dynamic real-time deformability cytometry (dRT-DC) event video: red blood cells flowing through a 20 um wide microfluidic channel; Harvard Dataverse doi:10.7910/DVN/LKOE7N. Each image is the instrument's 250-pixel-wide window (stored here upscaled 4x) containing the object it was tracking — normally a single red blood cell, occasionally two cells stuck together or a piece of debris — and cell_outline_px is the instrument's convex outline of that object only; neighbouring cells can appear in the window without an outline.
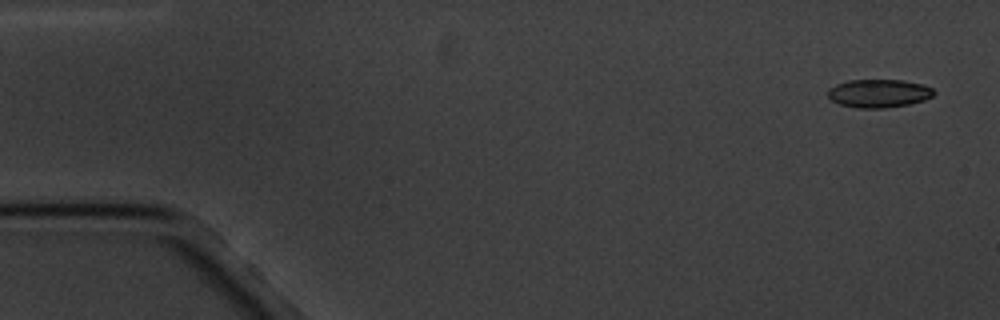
{"species": "common noctule bat (a hibernating species)", "species_latin": "Nyctalus noctula", "temperature_condition": "cold", "stored_images_in_passage": 5, "camera_frame_rate_fps": 3000, "um_per_image_px": 0.085, "animal": {"sex": "male", "body_mass_g": 20.1, "forearm_length_mm": 53.5}, "frame": {"image": 1, "passage_image": 1, "time_ms": 0.0, "image_size_px": [1000, 320], "cell_outline_px": [[936, 92], [932, 96], [924, 100], [908, 104], [884, 108], [856, 108], [840, 104], [832, 100], [828, 96], [828, 88], [836, 84], [848, 80], [904, 80], [920, 84], [932, 88]], "centroid_in_image_um": [74.68, 7.93], "position_along_channel_um": 10.3, "area_um2": 17.4}}
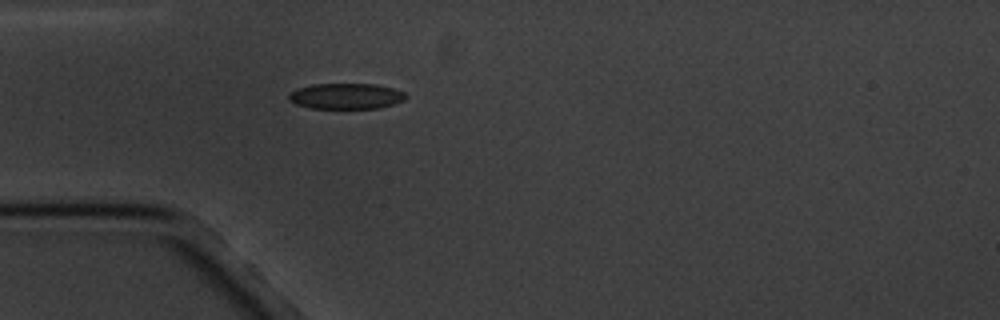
{"frame": {"image": 2, "passage_image": 5, "time_ms": 4.667, "image_size_px": [1000, 320], "cell_outline_px": [[408, 96], [404, 100], [380, 108], [312, 108], [296, 104], [288, 100], [288, 92], [296, 88], [312, 84], [376, 84], [392, 88], [404, 92]], "centroid_in_image_um": [29.38, 8.16], "position_along_channel_um": 55.6, "area_um2": 17.63}}